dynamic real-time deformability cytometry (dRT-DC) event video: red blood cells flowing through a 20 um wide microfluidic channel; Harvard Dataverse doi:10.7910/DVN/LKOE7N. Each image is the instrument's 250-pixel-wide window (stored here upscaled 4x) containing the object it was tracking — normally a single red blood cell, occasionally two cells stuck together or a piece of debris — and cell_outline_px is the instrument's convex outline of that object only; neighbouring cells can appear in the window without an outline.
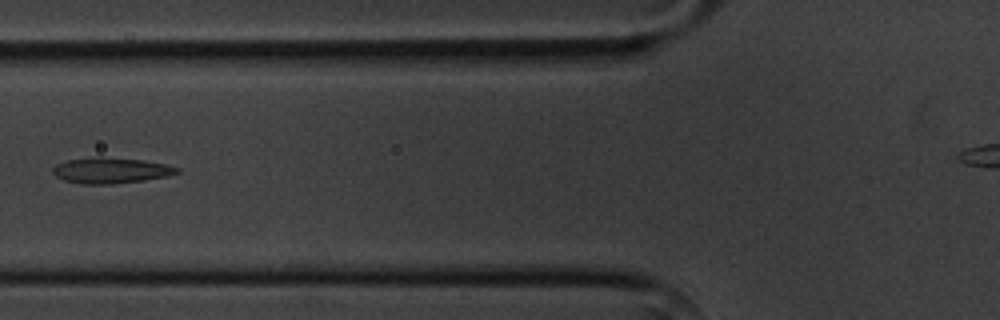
{"species": "common noctule bat (a hibernating species)", "species_latin": "Nyctalus noctula", "temperature_condition": "cold", "stored_images_in_passage": 8, "camera_frame_rate_fps": 3000, "um_per_image_px": 0.085, "animal": {"sex": "male", "body_mass_g": 20.1, "forearm_length_mm": 53.5}, "frame": {"image": 1, "passage_image": 5, "time_ms": 4.667, "image_size_px": [1000, 320], "cell_outline_px": [[180, 172], [164, 176], [144, 180], [112, 184], [80, 184], [64, 180], [56, 176], [52, 172], [52, 168], [56, 164], [68, 160], [100, 156], [144, 160], [164, 164], [180, 168]], "centroid_in_image_um": [9.39, 14.48], "position_along_channel_um": 116.4, "area_um2": 18.61}}
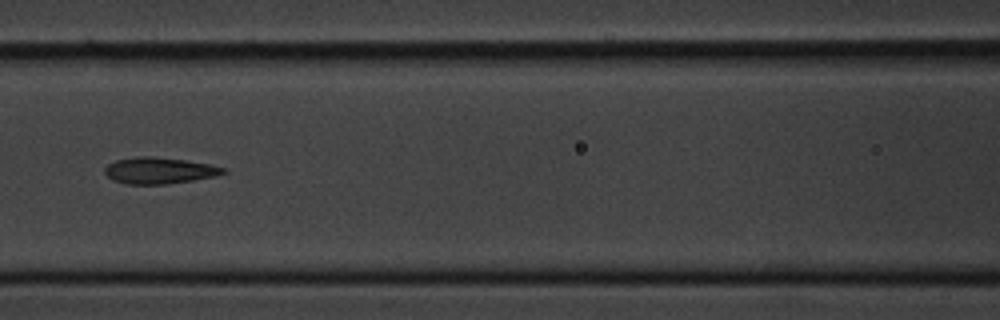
{"frame": {"image": 2, "passage_image": 6, "time_ms": 5.667, "image_size_px": [1000, 320], "cell_outline_px": [[228, 172], [216, 176], [168, 184], [128, 184], [112, 180], [104, 172], [104, 168], [108, 164], [116, 160], [136, 156], [152, 156], [184, 160], [208, 164], [224, 168]], "centroid_in_image_um": [13.51, 14.49], "position_along_channel_um": 153.1, "area_um2": 18.15}}
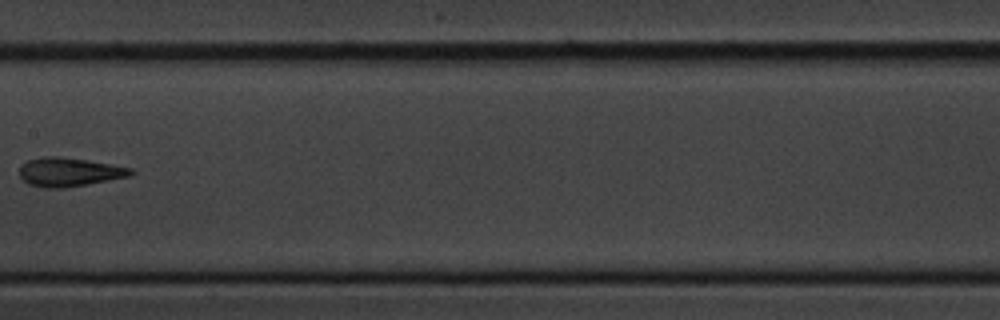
{"frame": {"image": 3, "passage_image": 7, "time_ms": 7.0, "image_size_px": [1000, 320], "cell_outline_px": [[136, 172], [128, 176], [108, 180], [64, 188], [44, 188], [28, 184], [20, 176], [20, 168], [28, 160], [44, 156], [60, 156], [88, 160], [112, 164], [132, 168]], "centroid_in_image_um": [5.89, 14.61], "position_along_channel_um": 201.5, "area_um2": 18.61}}